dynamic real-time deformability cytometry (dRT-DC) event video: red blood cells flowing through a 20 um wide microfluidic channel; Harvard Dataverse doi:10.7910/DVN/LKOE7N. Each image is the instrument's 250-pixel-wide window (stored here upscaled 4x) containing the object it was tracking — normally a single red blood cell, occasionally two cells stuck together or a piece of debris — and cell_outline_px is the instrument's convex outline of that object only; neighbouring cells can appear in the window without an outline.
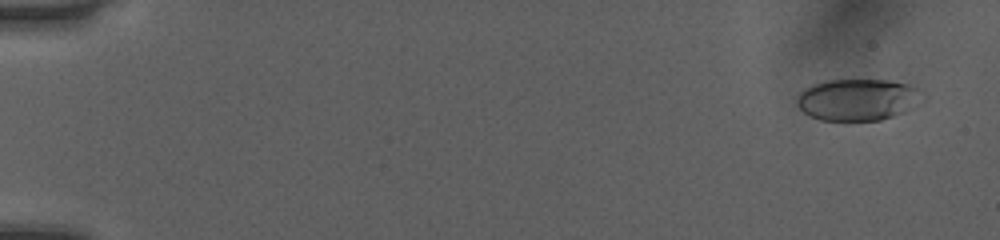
{"species": "human", "species_latin": "Homo sapiens", "temperature_condition": "room temperature", "stored_images_in_passage": 52, "camera_frame_rate_fps": 3000, "um_per_image_px": 0.085, "donor": {"sex": "female"}, "frame": {"image": 1, "passage_image": 3, "time_ms": 0.667, "image_size_px": [1000, 240], "cell_outline_px": [[928, 100], [904, 112], [880, 120], [820, 120], [804, 112], [796, 104], [796, 96], [804, 88], [828, 80], [888, 80], [908, 84], [916, 88]], "centroid_in_image_um": [72.95, 8.47], "position_along_channel_um": 12.1, "area_um2": 30.63}}
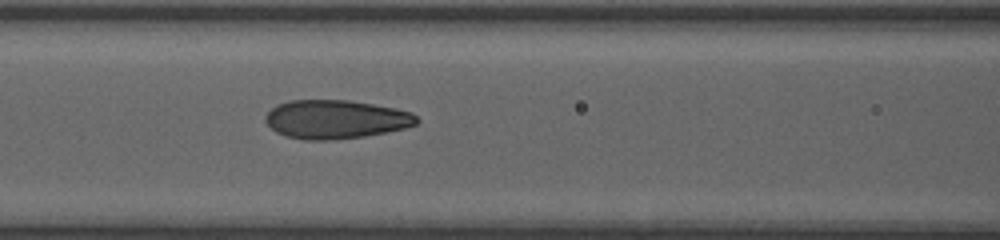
{"frame": {"image": 2, "passage_image": 24, "time_ms": 7.667, "image_size_px": [1000, 240], "cell_outline_px": [[420, 120], [416, 124], [404, 128], [364, 136], [328, 140], [304, 140], [284, 136], [276, 132], [264, 120], [264, 116], [276, 104], [288, 100], [348, 100], [396, 108], [412, 112]], "centroid_in_image_um": [28.5, 10.14], "position_along_channel_um": 138.1, "area_um2": 34.16}}
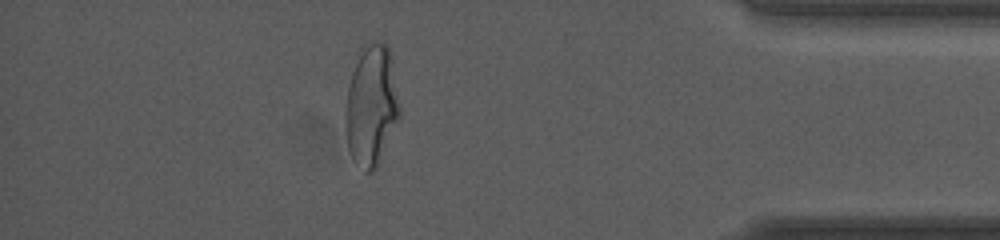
{"frame": {"image": 3, "passage_image": 46, "time_ms": 15.0, "image_size_px": [1000, 240], "cell_outline_px": [[400, 120], [376, 168], [372, 172], [364, 172], [352, 156], [348, 148], [344, 128], [344, 112], [348, 88], [356, 52], [364, 44], [372, 40], [380, 40], [388, 44], [400, 104]], "centroid_in_image_um": [31.56, 8.92], "position_along_channel_um": 403.6, "area_um2": 39.13}, "authors_computed_cell_mechanics": {"area_um2": 33.4084, "velocity_mm_per_s": 4.0931, "shape_relaxation_time_tau1_ms": 7.9543, "shape_relaxation_time_tau2_ms": 0.7506, "deformation_change_tau1": 0.2578, "deformation_change_tau2": 0.072}}